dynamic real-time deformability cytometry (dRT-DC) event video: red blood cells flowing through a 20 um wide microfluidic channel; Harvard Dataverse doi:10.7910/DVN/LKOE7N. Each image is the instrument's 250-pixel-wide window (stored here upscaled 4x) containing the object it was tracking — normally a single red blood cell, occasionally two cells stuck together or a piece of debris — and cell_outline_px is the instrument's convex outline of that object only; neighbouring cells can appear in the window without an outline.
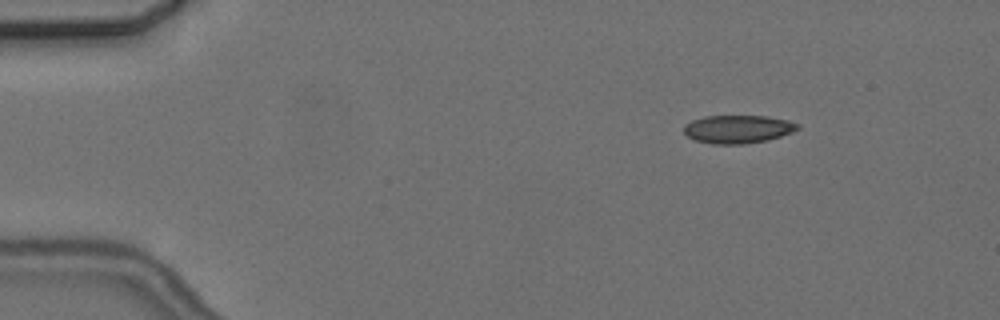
{"species": "common noctule bat (a hibernating species)", "species_latin": "Nyctalus noctula", "temperature_condition": "cold", "stored_images_in_passage": 6, "camera_frame_rate_fps": 3000, "um_per_image_px": 0.085, "animal": {"sex": "female", "body_mass_g": 24.6, "forearm_length_mm": 56.2}, "frame": {"image": 1, "passage_image": 1, "time_ms": 0.0, "image_size_px": [1000, 320], "cell_outline_px": [[800, 128], [792, 132], [768, 140], [744, 144], [712, 144], [696, 140], [688, 136], [684, 132], [684, 124], [692, 120], [704, 116], [768, 116], [788, 120], [800, 124]], "centroid_in_image_um": [62.73, 10.97], "position_along_channel_um": 22.3, "area_um2": 18.73}}
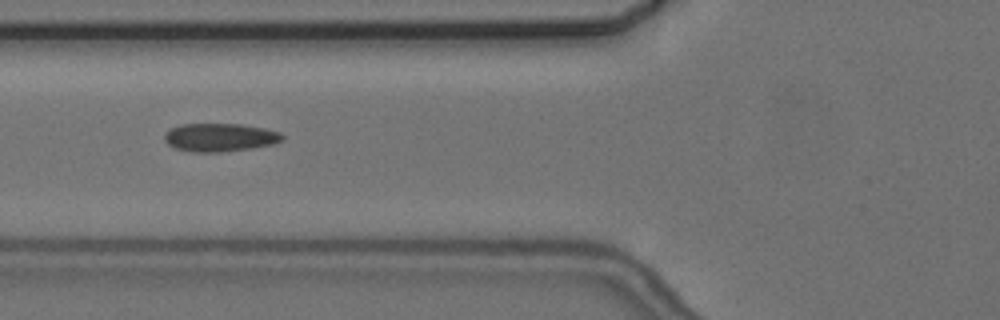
{"frame": {"image": 2, "passage_image": 5, "time_ms": 4.667, "image_size_px": [1000, 320], "cell_outline_px": [[284, 140], [272, 144], [252, 148], [220, 152], [192, 152], [176, 148], [168, 144], [164, 140], [164, 136], [172, 128], [180, 124], [240, 124], [264, 128], [280, 132], [284, 136]], "centroid_in_image_um": [18.71, 11.68], "position_along_channel_um": 107.1, "area_um2": 19.31}}
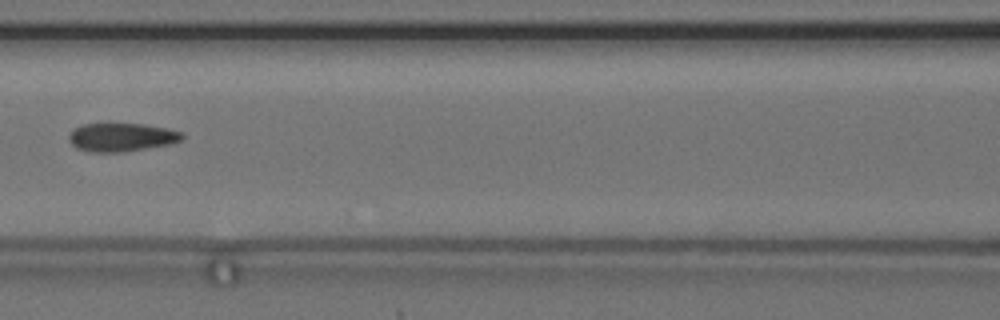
{"frame": {"image": 3, "passage_image": 6, "time_ms": 6.0, "image_size_px": [1000, 320], "cell_outline_px": [[184, 136], [180, 140], [168, 144], [124, 152], [88, 152], [76, 148], [68, 140], [68, 136], [72, 128], [84, 124], [144, 124], [168, 128], [184, 132]], "centroid_in_image_um": [10.3, 11.66], "position_along_channel_um": 156.3, "area_um2": 18.84}}